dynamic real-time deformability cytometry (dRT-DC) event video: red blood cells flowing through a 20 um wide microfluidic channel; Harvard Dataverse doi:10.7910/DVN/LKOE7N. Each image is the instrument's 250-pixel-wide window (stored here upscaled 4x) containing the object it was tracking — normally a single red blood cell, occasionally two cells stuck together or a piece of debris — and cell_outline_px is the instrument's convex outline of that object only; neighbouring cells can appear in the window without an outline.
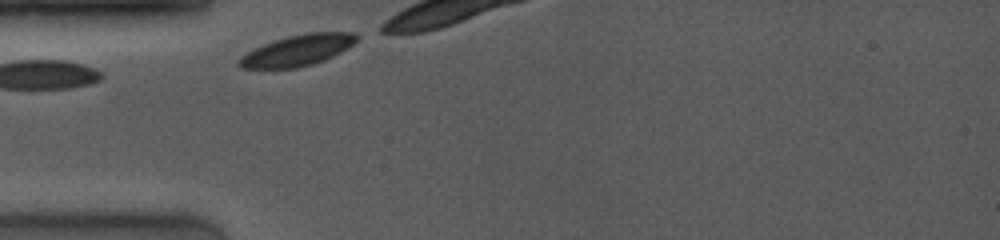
{"species": "common noctule bat (a hibernating species)", "species_latin": "Nyctalus noctula", "temperature_condition": "room temperature", "stored_images_in_passage": 11, "camera_frame_rate_fps": 4000, "um_per_image_px": 0.085, "animal": {"sex": "female", "body_mass_g": 19.0, "forearm_length_mm": 53.3}, "frame": {"image": 1, "passage_image": 1, "time_ms": 0.0, "image_size_px": [1000, 240], "cell_outline_px": [[360, 36], [348, 48], [324, 60], [312, 64], [296, 68], [240, 68], [236, 64], [236, 60], [240, 56], [264, 44], [288, 36], [304, 32], [356, 32]], "centroid_in_image_um": [25.29, 4.27], "position_along_channel_um": 59.7, "area_um2": 21.21}}